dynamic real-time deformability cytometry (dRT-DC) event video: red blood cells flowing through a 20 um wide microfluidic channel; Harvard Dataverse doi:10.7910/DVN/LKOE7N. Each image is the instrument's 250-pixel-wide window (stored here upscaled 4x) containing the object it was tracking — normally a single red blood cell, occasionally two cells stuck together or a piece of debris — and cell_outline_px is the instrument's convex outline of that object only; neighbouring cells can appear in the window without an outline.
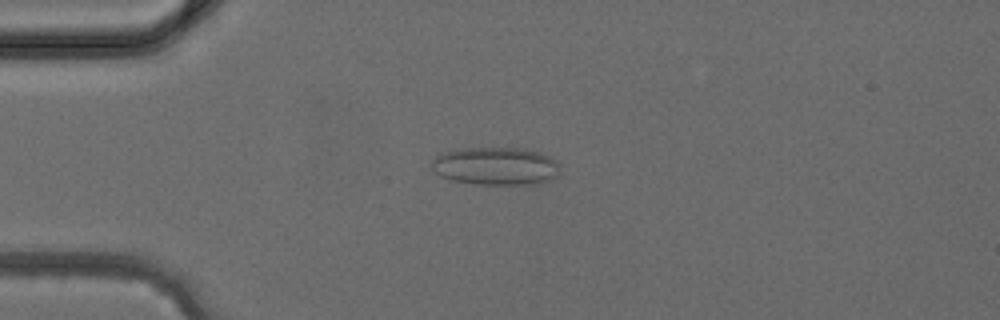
{"species": "common noctule bat (a hibernating species)", "species_latin": "Nyctalus noctula", "temperature_condition": "cold", "stored_images_in_passage": 17, "camera_frame_rate_fps": 3000, "um_per_image_px": 0.085, "animal": {"sex": "female", "body_mass_g": 24.6, "forearm_length_mm": 56.2}, "frame": {"image": 1, "passage_image": 10, "time_ms": 3.0, "image_size_px": [1000, 320], "cell_outline_px": [[560, 168], [556, 176], [548, 180], [536, 184], [476, 184], [452, 180], [440, 176], [428, 164], [440, 152], [464, 148], [516, 148], [540, 152], [556, 160], [560, 164]], "centroid_in_image_um": [42.1, 14.11], "position_along_channel_um": 42.9, "area_um2": 28.5}}